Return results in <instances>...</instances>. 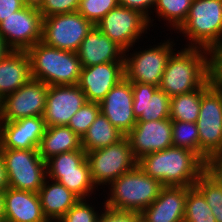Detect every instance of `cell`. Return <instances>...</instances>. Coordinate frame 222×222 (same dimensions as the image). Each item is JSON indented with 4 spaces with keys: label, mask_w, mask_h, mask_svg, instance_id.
Masks as SVG:
<instances>
[{
    "label": "cell",
    "mask_w": 222,
    "mask_h": 222,
    "mask_svg": "<svg viewBox=\"0 0 222 222\" xmlns=\"http://www.w3.org/2000/svg\"><path fill=\"white\" fill-rule=\"evenodd\" d=\"M137 165L163 186L193 187L205 170V162L196 153L174 146L142 156Z\"/></svg>",
    "instance_id": "6da1fadb"
},
{
    "label": "cell",
    "mask_w": 222,
    "mask_h": 222,
    "mask_svg": "<svg viewBox=\"0 0 222 222\" xmlns=\"http://www.w3.org/2000/svg\"><path fill=\"white\" fill-rule=\"evenodd\" d=\"M167 61L159 89L169 97L201 88L210 79V51L182 47Z\"/></svg>",
    "instance_id": "7a4b0ae2"
},
{
    "label": "cell",
    "mask_w": 222,
    "mask_h": 222,
    "mask_svg": "<svg viewBox=\"0 0 222 222\" xmlns=\"http://www.w3.org/2000/svg\"><path fill=\"white\" fill-rule=\"evenodd\" d=\"M26 52L33 79L48 86L78 84L82 66L77 53L50 47L42 41Z\"/></svg>",
    "instance_id": "3957f363"
},
{
    "label": "cell",
    "mask_w": 222,
    "mask_h": 222,
    "mask_svg": "<svg viewBox=\"0 0 222 222\" xmlns=\"http://www.w3.org/2000/svg\"><path fill=\"white\" fill-rule=\"evenodd\" d=\"M162 187L158 179L148 176L137 165L108 185L109 193L104 206L141 213L158 197Z\"/></svg>",
    "instance_id": "277c9868"
},
{
    "label": "cell",
    "mask_w": 222,
    "mask_h": 222,
    "mask_svg": "<svg viewBox=\"0 0 222 222\" xmlns=\"http://www.w3.org/2000/svg\"><path fill=\"white\" fill-rule=\"evenodd\" d=\"M174 33L187 45L211 51L222 40V0H193L185 22Z\"/></svg>",
    "instance_id": "5b68a950"
},
{
    "label": "cell",
    "mask_w": 222,
    "mask_h": 222,
    "mask_svg": "<svg viewBox=\"0 0 222 222\" xmlns=\"http://www.w3.org/2000/svg\"><path fill=\"white\" fill-rule=\"evenodd\" d=\"M162 41L158 45L154 44L146 49L143 46V48L139 47L135 50L130 48L124 52V72L128 81L159 86L167 61L177 50L173 48L177 45L174 38L172 40L169 37L168 40Z\"/></svg>",
    "instance_id": "8992f818"
},
{
    "label": "cell",
    "mask_w": 222,
    "mask_h": 222,
    "mask_svg": "<svg viewBox=\"0 0 222 222\" xmlns=\"http://www.w3.org/2000/svg\"><path fill=\"white\" fill-rule=\"evenodd\" d=\"M90 175L96 188L103 189L122 174L134 169L138 160L134 157L128 138L107 147L86 153ZM103 186V188H102Z\"/></svg>",
    "instance_id": "52a82bcc"
},
{
    "label": "cell",
    "mask_w": 222,
    "mask_h": 222,
    "mask_svg": "<svg viewBox=\"0 0 222 222\" xmlns=\"http://www.w3.org/2000/svg\"><path fill=\"white\" fill-rule=\"evenodd\" d=\"M9 187L38 193L47 178L46 161L39 155L38 149L0 148Z\"/></svg>",
    "instance_id": "ba28073f"
},
{
    "label": "cell",
    "mask_w": 222,
    "mask_h": 222,
    "mask_svg": "<svg viewBox=\"0 0 222 222\" xmlns=\"http://www.w3.org/2000/svg\"><path fill=\"white\" fill-rule=\"evenodd\" d=\"M201 159L222 153V89L212 83L201 94V106L196 121Z\"/></svg>",
    "instance_id": "9c48e42d"
},
{
    "label": "cell",
    "mask_w": 222,
    "mask_h": 222,
    "mask_svg": "<svg viewBox=\"0 0 222 222\" xmlns=\"http://www.w3.org/2000/svg\"><path fill=\"white\" fill-rule=\"evenodd\" d=\"M93 26L78 11L44 17L41 41L50 47L77 53Z\"/></svg>",
    "instance_id": "30bf717a"
},
{
    "label": "cell",
    "mask_w": 222,
    "mask_h": 222,
    "mask_svg": "<svg viewBox=\"0 0 222 222\" xmlns=\"http://www.w3.org/2000/svg\"><path fill=\"white\" fill-rule=\"evenodd\" d=\"M95 26L124 51L134 48L147 30L150 31L144 15L121 5L109 11Z\"/></svg>",
    "instance_id": "8fae6325"
},
{
    "label": "cell",
    "mask_w": 222,
    "mask_h": 222,
    "mask_svg": "<svg viewBox=\"0 0 222 222\" xmlns=\"http://www.w3.org/2000/svg\"><path fill=\"white\" fill-rule=\"evenodd\" d=\"M43 17L34 1L0 22V34L14 51H27L42 40Z\"/></svg>",
    "instance_id": "7c38bea8"
},
{
    "label": "cell",
    "mask_w": 222,
    "mask_h": 222,
    "mask_svg": "<svg viewBox=\"0 0 222 222\" xmlns=\"http://www.w3.org/2000/svg\"><path fill=\"white\" fill-rule=\"evenodd\" d=\"M48 85L31 78L0 101L1 122H12L31 116H43Z\"/></svg>",
    "instance_id": "4fadbf2b"
},
{
    "label": "cell",
    "mask_w": 222,
    "mask_h": 222,
    "mask_svg": "<svg viewBox=\"0 0 222 222\" xmlns=\"http://www.w3.org/2000/svg\"><path fill=\"white\" fill-rule=\"evenodd\" d=\"M86 102V96L78 84L48 86L43 114L46 127L67 126L70 118Z\"/></svg>",
    "instance_id": "5bb4252c"
},
{
    "label": "cell",
    "mask_w": 222,
    "mask_h": 222,
    "mask_svg": "<svg viewBox=\"0 0 222 222\" xmlns=\"http://www.w3.org/2000/svg\"><path fill=\"white\" fill-rule=\"evenodd\" d=\"M134 157L138 160L146 154L172 147V120L136 122L126 135Z\"/></svg>",
    "instance_id": "9a60e30c"
},
{
    "label": "cell",
    "mask_w": 222,
    "mask_h": 222,
    "mask_svg": "<svg viewBox=\"0 0 222 222\" xmlns=\"http://www.w3.org/2000/svg\"><path fill=\"white\" fill-rule=\"evenodd\" d=\"M100 112L125 136L135 126L132 82L123 78L99 103Z\"/></svg>",
    "instance_id": "2e32d148"
},
{
    "label": "cell",
    "mask_w": 222,
    "mask_h": 222,
    "mask_svg": "<svg viewBox=\"0 0 222 222\" xmlns=\"http://www.w3.org/2000/svg\"><path fill=\"white\" fill-rule=\"evenodd\" d=\"M123 78L124 62H107L82 67L78 86L84 92L87 102L100 103Z\"/></svg>",
    "instance_id": "e0dca14e"
},
{
    "label": "cell",
    "mask_w": 222,
    "mask_h": 222,
    "mask_svg": "<svg viewBox=\"0 0 222 222\" xmlns=\"http://www.w3.org/2000/svg\"><path fill=\"white\" fill-rule=\"evenodd\" d=\"M46 129L43 116L0 123V148L38 149Z\"/></svg>",
    "instance_id": "ac0fdd59"
},
{
    "label": "cell",
    "mask_w": 222,
    "mask_h": 222,
    "mask_svg": "<svg viewBox=\"0 0 222 222\" xmlns=\"http://www.w3.org/2000/svg\"><path fill=\"white\" fill-rule=\"evenodd\" d=\"M133 113L137 122L170 118L169 97L153 84L132 82Z\"/></svg>",
    "instance_id": "d6986e66"
},
{
    "label": "cell",
    "mask_w": 222,
    "mask_h": 222,
    "mask_svg": "<svg viewBox=\"0 0 222 222\" xmlns=\"http://www.w3.org/2000/svg\"><path fill=\"white\" fill-rule=\"evenodd\" d=\"M190 188L163 186L158 197L141 213L148 222H184L185 202Z\"/></svg>",
    "instance_id": "ffe728a7"
},
{
    "label": "cell",
    "mask_w": 222,
    "mask_h": 222,
    "mask_svg": "<svg viewBox=\"0 0 222 222\" xmlns=\"http://www.w3.org/2000/svg\"><path fill=\"white\" fill-rule=\"evenodd\" d=\"M124 50L96 26L88 32L77 52L81 66L90 67L107 62H124Z\"/></svg>",
    "instance_id": "44dd1931"
},
{
    "label": "cell",
    "mask_w": 222,
    "mask_h": 222,
    "mask_svg": "<svg viewBox=\"0 0 222 222\" xmlns=\"http://www.w3.org/2000/svg\"><path fill=\"white\" fill-rule=\"evenodd\" d=\"M5 222H49L38 193L8 187L3 192Z\"/></svg>",
    "instance_id": "7402d4cb"
},
{
    "label": "cell",
    "mask_w": 222,
    "mask_h": 222,
    "mask_svg": "<svg viewBox=\"0 0 222 222\" xmlns=\"http://www.w3.org/2000/svg\"><path fill=\"white\" fill-rule=\"evenodd\" d=\"M50 182V183H49ZM42 211L49 222H57L80 198L59 181L46 178L38 192Z\"/></svg>",
    "instance_id": "603a6c76"
},
{
    "label": "cell",
    "mask_w": 222,
    "mask_h": 222,
    "mask_svg": "<svg viewBox=\"0 0 222 222\" xmlns=\"http://www.w3.org/2000/svg\"><path fill=\"white\" fill-rule=\"evenodd\" d=\"M30 59L26 51H12L0 61V101L31 79Z\"/></svg>",
    "instance_id": "cb8c5ba5"
},
{
    "label": "cell",
    "mask_w": 222,
    "mask_h": 222,
    "mask_svg": "<svg viewBox=\"0 0 222 222\" xmlns=\"http://www.w3.org/2000/svg\"><path fill=\"white\" fill-rule=\"evenodd\" d=\"M73 150L83 149L81 137L71 128L64 125L46 127L38 147L39 155L44 161L54 155Z\"/></svg>",
    "instance_id": "d4e9b609"
},
{
    "label": "cell",
    "mask_w": 222,
    "mask_h": 222,
    "mask_svg": "<svg viewBox=\"0 0 222 222\" xmlns=\"http://www.w3.org/2000/svg\"><path fill=\"white\" fill-rule=\"evenodd\" d=\"M125 137L101 112L81 138V147L87 153L115 144Z\"/></svg>",
    "instance_id": "484cf974"
},
{
    "label": "cell",
    "mask_w": 222,
    "mask_h": 222,
    "mask_svg": "<svg viewBox=\"0 0 222 222\" xmlns=\"http://www.w3.org/2000/svg\"><path fill=\"white\" fill-rule=\"evenodd\" d=\"M47 177L59 181L80 199H90L98 190L92 181L87 159L78 166V171L47 172Z\"/></svg>",
    "instance_id": "4316f807"
},
{
    "label": "cell",
    "mask_w": 222,
    "mask_h": 222,
    "mask_svg": "<svg viewBox=\"0 0 222 222\" xmlns=\"http://www.w3.org/2000/svg\"><path fill=\"white\" fill-rule=\"evenodd\" d=\"M212 84L209 79L201 88L189 93L171 97L170 119L172 121H185L196 123L200 106L201 94Z\"/></svg>",
    "instance_id": "83f0119b"
},
{
    "label": "cell",
    "mask_w": 222,
    "mask_h": 222,
    "mask_svg": "<svg viewBox=\"0 0 222 222\" xmlns=\"http://www.w3.org/2000/svg\"><path fill=\"white\" fill-rule=\"evenodd\" d=\"M193 0H156L153 8L158 21L166 22L170 30L177 29L185 22ZM160 19V20H159ZM169 25V26H168Z\"/></svg>",
    "instance_id": "f1b7e54d"
},
{
    "label": "cell",
    "mask_w": 222,
    "mask_h": 222,
    "mask_svg": "<svg viewBox=\"0 0 222 222\" xmlns=\"http://www.w3.org/2000/svg\"><path fill=\"white\" fill-rule=\"evenodd\" d=\"M184 222H216L205 197L195 186L187 192Z\"/></svg>",
    "instance_id": "f546056e"
},
{
    "label": "cell",
    "mask_w": 222,
    "mask_h": 222,
    "mask_svg": "<svg viewBox=\"0 0 222 222\" xmlns=\"http://www.w3.org/2000/svg\"><path fill=\"white\" fill-rule=\"evenodd\" d=\"M172 143L174 147L191 150L201 158L199 132L196 123L172 121Z\"/></svg>",
    "instance_id": "4dcf8cb0"
},
{
    "label": "cell",
    "mask_w": 222,
    "mask_h": 222,
    "mask_svg": "<svg viewBox=\"0 0 222 222\" xmlns=\"http://www.w3.org/2000/svg\"><path fill=\"white\" fill-rule=\"evenodd\" d=\"M194 186L205 197L216 222H222V188L205 172L198 178Z\"/></svg>",
    "instance_id": "1f68e13d"
},
{
    "label": "cell",
    "mask_w": 222,
    "mask_h": 222,
    "mask_svg": "<svg viewBox=\"0 0 222 222\" xmlns=\"http://www.w3.org/2000/svg\"><path fill=\"white\" fill-rule=\"evenodd\" d=\"M86 160L84 150H73L54 155L46 160L47 172L78 171V166Z\"/></svg>",
    "instance_id": "d6a6232c"
},
{
    "label": "cell",
    "mask_w": 222,
    "mask_h": 222,
    "mask_svg": "<svg viewBox=\"0 0 222 222\" xmlns=\"http://www.w3.org/2000/svg\"><path fill=\"white\" fill-rule=\"evenodd\" d=\"M100 113V105L96 102H86L71 118L68 127L79 137L88 131L90 125Z\"/></svg>",
    "instance_id": "836d02e7"
},
{
    "label": "cell",
    "mask_w": 222,
    "mask_h": 222,
    "mask_svg": "<svg viewBox=\"0 0 222 222\" xmlns=\"http://www.w3.org/2000/svg\"><path fill=\"white\" fill-rule=\"evenodd\" d=\"M118 5V0H80L77 11L95 26L109 11Z\"/></svg>",
    "instance_id": "e575fe53"
},
{
    "label": "cell",
    "mask_w": 222,
    "mask_h": 222,
    "mask_svg": "<svg viewBox=\"0 0 222 222\" xmlns=\"http://www.w3.org/2000/svg\"><path fill=\"white\" fill-rule=\"evenodd\" d=\"M90 201L92 202L89 204ZM92 203L93 200L80 199L57 222H98L101 211L99 213V210H96V206H93Z\"/></svg>",
    "instance_id": "d590c367"
},
{
    "label": "cell",
    "mask_w": 222,
    "mask_h": 222,
    "mask_svg": "<svg viewBox=\"0 0 222 222\" xmlns=\"http://www.w3.org/2000/svg\"><path fill=\"white\" fill-rule=\"evenodd\" d=\"M34 2L43 18L76 12L80 5V0H35Z\"/></svg>",
    "instance_id": "8d00e7d4"
},
{
    "label": "cell",
    "mask_w": 222,
    "mask_h": 222,
    "mask_svg": "<svg viewBox=\"0 0 222 222\" xmlns=\"http://www.w3.org/2000/svg\"><path fill=\"white\" fill-rule=\"evenodd\" d=\"M210 79L222 85V40L210 51Z\"/></svg>",
    "instance_id": "74e56055"
},
{
    "label": "cell",
    "mask_w": 222,
    "mask_h": 222,
    "mask_svg": "<svg viewBox=\"0 0 222 222\" xmlns=\"http://www.w3.org/2000/svg\"><path fill=\"white\" fill-rule=\"evenodd\" d=\"M118 1L119 5L140 12L148 19L150 27L153 26L152 23L155 19L151 18V13H154L151 10H153V7H155L156 0H118Z\"/></svg>",
    "instance_id": "f35d334b"
},
{
    "label": "cell",
    "mask_w": 222,
    "mask_h": 222,
    "mask_svg": "<svg viewBox=\"0 0 222 222\" xmlns=\"http://www.w3.org/2000/svg\"><path fill=\"white\" fill-rule=\"evenodd\" d=\"M204 172L222 188V153L206 159Z\"/></svg>",
    "instance_id": "ab89813d"
},
{
    "label": "cell",
    "mask_w": 222,
    "mask_h": 222,
    "mask_svg": "<svg viewBox=\"0 0 222 222\" xmlns=\"http://www.w3.org/2000/svg\"><path fill=\"white\" fill-rule=\"evenodd\" d=\"M103 209H101V215L98 222H133L132 211H120L113 210L105 207L102 202ZM103 211V212H102Z\"/></svg>",
    "instance_id": "60d3db41"
},
{
    "label": "cell",
    "mask_w": 222,
    "mask_h": 222,
    "mask_svg": "<svg viewBox=\"0 0 222 222\" xmlns=\"http://www.w3.org/2000/svg\"><path fill=\"white\" fill-rule=\"evenodd\" d=\"M30 0H0V22L22 9Z\"/></svg>",
    "instance_id": "b9f144b4"
},
{
    "label": "cell",
    "mask_w": 222,
    "mask_h": 222,
    "mask_svg": "<svg viewBox=\"0 0 222 222\" xmlns=\"http://www.w3.org/2000/svg\"><path fill=\"white\" fill-rule=\"evenodd\" d=\"M9 187L7 172L3 157L0 153V192H4Z\"/></svg>",
    "instance_id": "7bdbcfd3"
},
{
    "label": "cell",
    "mask_w": 222,
    "mask_h": 222,
    "mask_svg": "<svg viewBox=\"0 0 222 222\" xmlns=\"http://www.w3.org/2000/svg\"><path fill=\"white\" fill-rule=\"evenodd\" d=\"M13 50L8 46L2 35L0 34V61L4 59Z\"/></svg>",
    "instance_id": "ee69618b"
},
{
    "label": "cell",
    "mask_w": 222,
    "mask_h": 222,
    "mask_svg": "<svg viewBox=\"0 0 222 222\" xmlns=\"http://www.w3.org/2000/svg\"><path fill=\"white\" fill-rule=\"evenodd\" d=\"M133 222H148L142 213L133 212Z\"/></svg>",
    "instance_id": "f6af8a7d"
},
{
    "label": "cell",
    "mask_w": 222,
    "mask_h": 222,
    "mask_svg": "<svg viewBox=\"0 0 222 222\" xmlns=\"http://www.w3.org/2000/svg\"><path fill=\"white\" fill-rule=\"evenodd\" d=\"M0 220H4V200H3V192H0Z\"/></svg>",
    "instance_id": "bcb514c9"
}]
</instances>
